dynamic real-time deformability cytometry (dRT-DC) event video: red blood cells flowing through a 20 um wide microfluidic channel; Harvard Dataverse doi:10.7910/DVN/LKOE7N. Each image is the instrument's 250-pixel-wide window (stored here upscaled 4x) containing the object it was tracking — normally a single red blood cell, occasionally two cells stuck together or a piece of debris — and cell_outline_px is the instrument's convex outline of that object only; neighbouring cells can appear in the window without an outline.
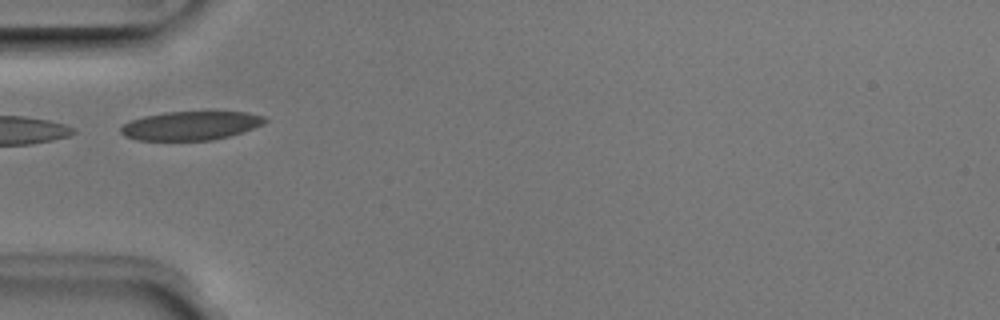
{"species": "Egyptian fruit bat (a non-hibernating species)", "species_latin": "Rousettus aegyptiacus", "temperature_condition": "room temperature", "stored_images_in_passage": 5, "camera_frame_rate_fps": 3000, "um_per_image_px": 0.085, "animal": {"sex": "male"}, "frame": {"image": 1, "passage_image": 5, "time_ms": 1.333, "image_size_px": [1000, 320], "cell_outline_px": [[268, 120], [264, 124], [228, 136], [212, 140], [136, 140], [124, 136], [120, 132], [120, 128], [124, 124], [132, 120], [144, 116], [168, 112], [248, 112], [264, 116]], "centroid_in_image_um": [16.2, 10.68], "position_along_channel_um": 68.8, "area_um2": 23.99}}